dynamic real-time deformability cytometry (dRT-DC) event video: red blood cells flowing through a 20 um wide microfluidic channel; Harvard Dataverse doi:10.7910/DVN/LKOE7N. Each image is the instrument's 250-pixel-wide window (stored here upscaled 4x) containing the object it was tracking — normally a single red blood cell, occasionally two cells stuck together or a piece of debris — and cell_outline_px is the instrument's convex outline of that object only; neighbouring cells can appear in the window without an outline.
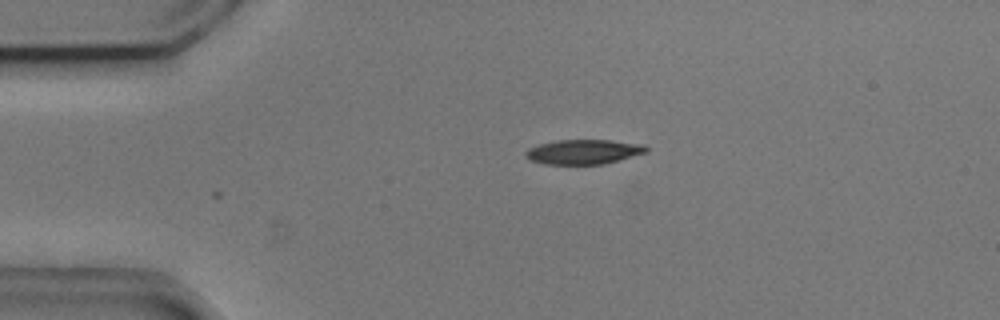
{"species": "common noctule bat (a hibernating species)", "species_latin": "Nyctalus noctula", "temperature_condition": "cold", "stored_images_in_passage": 2, "camera_frame_rate_fps": 3000, "um_per_image_px": 0.085, "animal": {"sex": "male", "body_mass_g": 20.5, "forearm_length_mm": 52.5}, "frame": {"image": 1, "passage_image": 2, "time_ms": 0.333, "image_size_px": [1000, 320], "cell_outline_px": [[648, 152], [604, 164], [544, 164], [528, 160], [524, 156], [524, 152], [528, 148], [540, 144], [556, 140], [608, 140], [644, 144], [648, 148]], "centroid_in_image_um": [49.58, 12.9], "position_along_channel_um": 35.4, "area_um2": 17.46}}